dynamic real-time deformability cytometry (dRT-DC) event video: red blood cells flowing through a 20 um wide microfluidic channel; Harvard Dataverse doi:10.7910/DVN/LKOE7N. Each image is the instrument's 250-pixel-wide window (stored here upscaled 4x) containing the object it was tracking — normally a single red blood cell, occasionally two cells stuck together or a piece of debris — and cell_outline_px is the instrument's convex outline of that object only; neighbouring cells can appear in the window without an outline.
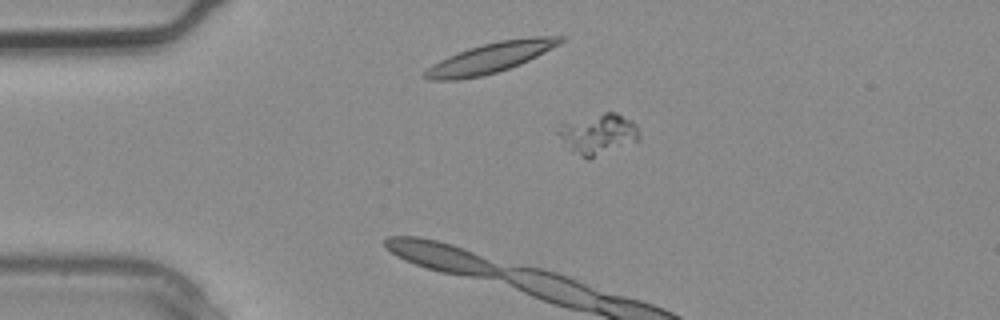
{"species": "common noctule bat (a hibernating species)", "species_latin": "Nyctalus noctula", "temperature_condition": "warm", "stored_images_in_passage": 1, "camera_frame_rate_fps": 3000, "um_per_image_px": 0.085, "animal": {"sex": "male", "body_mass_g": 20.4}, "frame": {"image": 1, "passage_image": 1, "time_ms": 0.0, "image_size_px": [1000, 320], "cell_outline_px": [[640, 136], [636, 140], [588, 160], [572, 152], [556, 132], [560, 124], [604, 112], [616, 112], [632, 120], [636, 124], [640, 132]], "centroid_in_image_um": [50.84, 11.38], "position_along_channel_um": 34.2, "area_um2": 18.9}}